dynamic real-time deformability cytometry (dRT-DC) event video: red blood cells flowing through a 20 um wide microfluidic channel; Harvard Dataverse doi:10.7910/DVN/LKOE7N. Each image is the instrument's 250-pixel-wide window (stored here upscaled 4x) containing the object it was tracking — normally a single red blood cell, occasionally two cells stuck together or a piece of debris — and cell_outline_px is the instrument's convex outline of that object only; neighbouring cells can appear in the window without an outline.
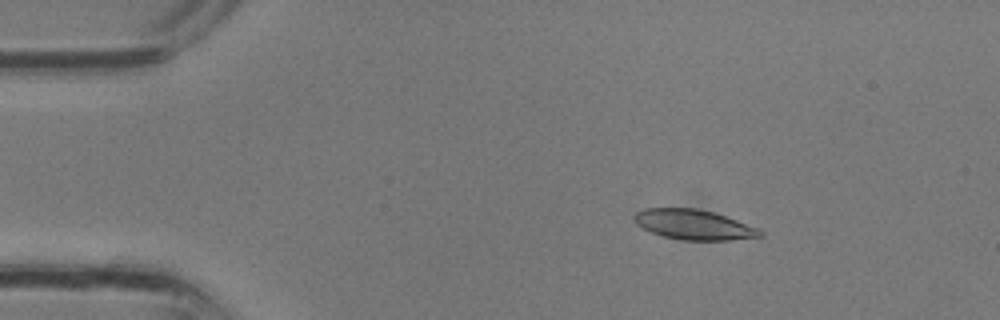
{"species": "common noctule bat (a hibernating species)", "species_latin": "Nyctalus noctula", "temperature_condition": "room temperature", "stored_images_in_passage": 3, "camera_frame_rate_fps": 3000, "um_per_image_px": 0.085, "animal": {"sex": "male", "body_mass_g": 13.3}, "frame": {"image": 1, "passage_image": 2, "time_ms": 0.333, "image_size_px": [1000, 320], "cell_outline_px": [[764, 236], [728, 240], [680, 240], [664, 236], [640, 228], [632, 220], [632, 216], [636, 212], [644, 208], [696, 208], [712, 212], [760, 228], [764, 232]], "centroid_in_image_um": [58.94, 19.09], "position_along_channel_um": 26.1, "area_um2": 22.14}}